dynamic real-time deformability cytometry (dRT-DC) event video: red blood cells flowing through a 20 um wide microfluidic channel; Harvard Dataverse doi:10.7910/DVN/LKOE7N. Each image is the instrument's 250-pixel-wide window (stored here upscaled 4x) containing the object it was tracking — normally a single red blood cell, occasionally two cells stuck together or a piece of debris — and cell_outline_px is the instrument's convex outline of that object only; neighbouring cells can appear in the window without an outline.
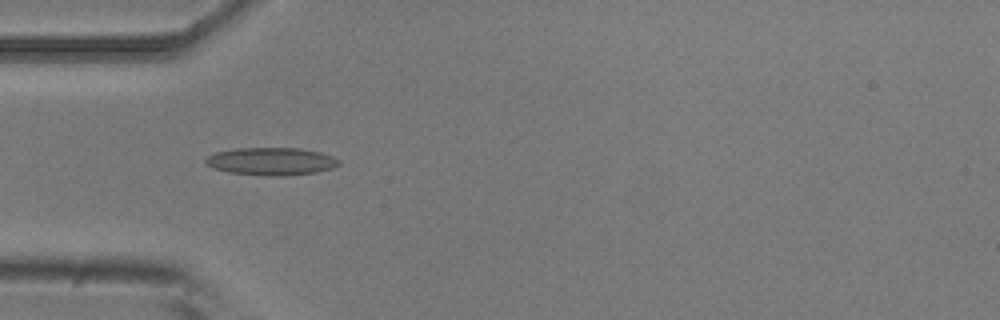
{"species": "common noctule bat (a hibernating species)", "species_latin": "Nyctalus noctula", "temperature_condition": "room temperature", "stored_images_in_passage": 5, "camera_frame_rate_fps": 3000, "um_per_image_px": 0.085, "animal": {"sex": "male", "body_mass_g": 20.5, "forearm_length_mm": 52.5}, "frame": {"image": 1, "passage_image": 5, "time_ms": 1.333, "image_size_px": [1000, 320], "cell_outline_px": [[340, 164], [332, 168], [316, 172], [284, 176], [272, 176], [228, 172], [212, 168], [204, 164], [204, 160], [208, 156], [216, 152], [236, 148], [300, 148], [320, 152], [332, 156], [340, 160]], "centroid_in_image_um": [23.04, 13.71], "position_along_channel_um": 62.0, "area_um2": 21.56}}